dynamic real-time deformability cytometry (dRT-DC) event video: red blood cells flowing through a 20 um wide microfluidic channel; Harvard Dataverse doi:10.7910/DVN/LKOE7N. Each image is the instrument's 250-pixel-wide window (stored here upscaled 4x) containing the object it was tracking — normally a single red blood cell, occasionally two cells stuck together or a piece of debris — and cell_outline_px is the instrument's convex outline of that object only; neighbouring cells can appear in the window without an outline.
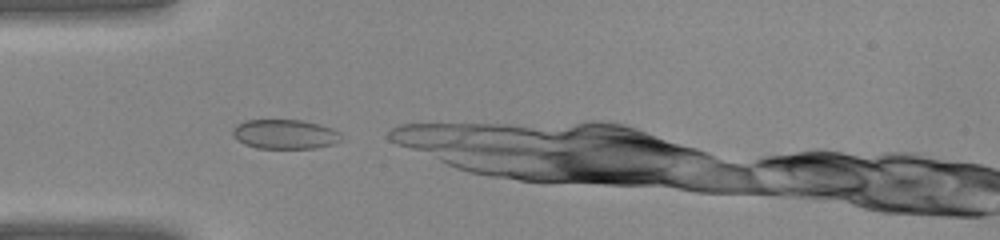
{"species": "common noctule bat (a hibernating species)", "species_latin": "Nyctalus noctula", "temperature_condition": "warm", "stored_images_in_passage": 4, "camera_frame_rate_fps": 3000, "um_per_image_px": 0.085, "animal": {"sex": "female", "body_mass_g": 22.0, "forearm_length_mm": 56.7}, "frame": {"image": 1, "passage_image": 1, "time_ms": 0.0, "image_size_px": [1000, 240], "cell_outline_px": [[344, 140], [336, 144], [316, 148], [256, 148], [244, 144], [236, 140], [232, 136], [232, 128], [236, 124], [244, 120], [304, 120], [320, 124], [332, 128], [340, 132]], "centroid_in_image_um": [24.24, 11.41], "position_along_channel_um": 60.8, "area_um2": 19.13}}